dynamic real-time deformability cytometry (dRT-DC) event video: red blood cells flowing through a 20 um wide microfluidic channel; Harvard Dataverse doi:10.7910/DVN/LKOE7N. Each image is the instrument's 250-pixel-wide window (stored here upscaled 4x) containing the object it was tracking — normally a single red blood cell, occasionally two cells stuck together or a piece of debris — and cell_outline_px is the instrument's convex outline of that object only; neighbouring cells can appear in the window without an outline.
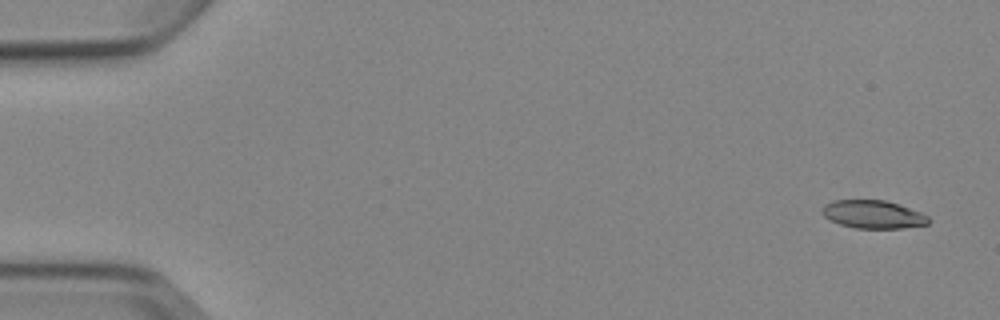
{"species": "Egyptian fruit bat (a non-hibernating species)", "species_latin": "Rousettus aegyptiacus", "temperature_condition": "cold", "stored_images_in_passage": 6, "camera_frame_rate_fps": 3000, "um_per_image_px": 0.085, "animal": {"sex": "female"}, "frame": {"image": 1, "passage_image": 1, "time_ms": 0.0, "image_size_px": [1000, 320], "cell_outline_px": [[932, 220], [928, 224], [900, 228], [856, 228], [840, 224], [824, 216], [820, 212], [824, 204], [832, 200], [884, 200], [900, 204], [920, 212], [928, 216]], "centroid_in_image_um": [74.22, 18.21], "position_along_channel_um": 10.8, "area_um2": 17.46}}
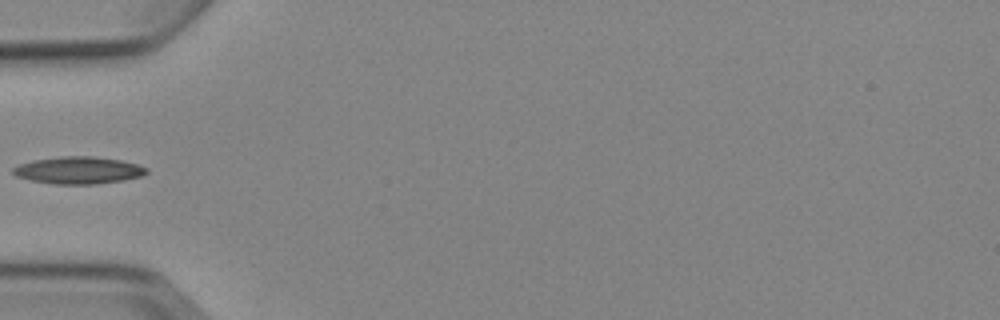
{"frame": {"image": 2, "passage_image": 5, "time_ms": 5.333, "image_size_px": [1000, 320], "cell_outline_px": [[148, 172], [144, 176], [124, 180], [96, 184], [52, 184], [32, 180], [16, 176], [12, 172], [12, 168], [20, 164], [32, 160], [60, 156], [92, 156], [120, 160], [136, 164], [148, 168]], "centroid_in_image_um": [6.68, 14.47], "position_along_channel_um": 78.3, "area_um2": 21.21}}
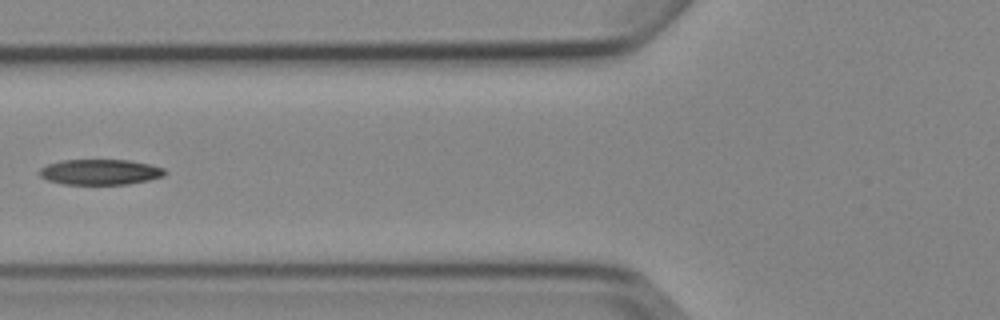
{"frame": {"image": 3, "passage_image": 6, "time_ms": 6.333, "image_size_px": [1000, 320], "cell_outline_px": [[168, 172], [164, 176], [148, 180], [128, 184], [64, 184], [48, 180], [40, 176], [36, 172], [40, 168], [48, 164], [60, 160], [128, 160], [152, 164], [164, 168]], "centroid_in_image_um": [8.52, 14.61], "position_along_channel_um": 117.3, "area_um2": 18.79}}